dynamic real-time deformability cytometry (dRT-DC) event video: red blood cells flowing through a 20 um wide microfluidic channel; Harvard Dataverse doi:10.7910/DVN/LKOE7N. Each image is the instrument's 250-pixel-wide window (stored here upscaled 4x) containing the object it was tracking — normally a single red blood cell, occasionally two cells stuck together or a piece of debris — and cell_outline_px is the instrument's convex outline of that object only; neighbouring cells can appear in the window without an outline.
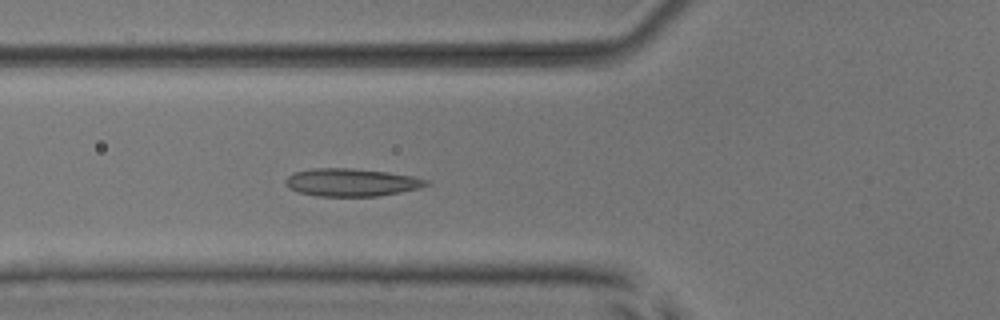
{"species": "common noctule bat (a hibernating species)", "species_latin": "Nyctalus noctula", "temperature_condition": "room temperature", "stored_images_in_passage": 6, "camera_frame_rate_fps": 3000, "um_per_image_px": 0.085, "animal": {"sex": "male", "body_mass_g": 17.9, "forearm_length_mm": 54.2}, "frame": {"image": 1, "passage_image": 6, "time_ms": 6.333, "image_size_px": [1000, 320], "cell_outline_px": [[428, 184], [420, 188], [400, 192], [376, 196], [316, 196], [300, 192], [288, 188], [284, 184], [284, 180], [288, 176], [296, 172], [316, 168], [348, 168], [388, 172], [412, 176], [428, 180]], "centroid_in_image_um": [29.85, 15.5], "position_along_channel_um": 96.0, "area_um2": 22.6}}